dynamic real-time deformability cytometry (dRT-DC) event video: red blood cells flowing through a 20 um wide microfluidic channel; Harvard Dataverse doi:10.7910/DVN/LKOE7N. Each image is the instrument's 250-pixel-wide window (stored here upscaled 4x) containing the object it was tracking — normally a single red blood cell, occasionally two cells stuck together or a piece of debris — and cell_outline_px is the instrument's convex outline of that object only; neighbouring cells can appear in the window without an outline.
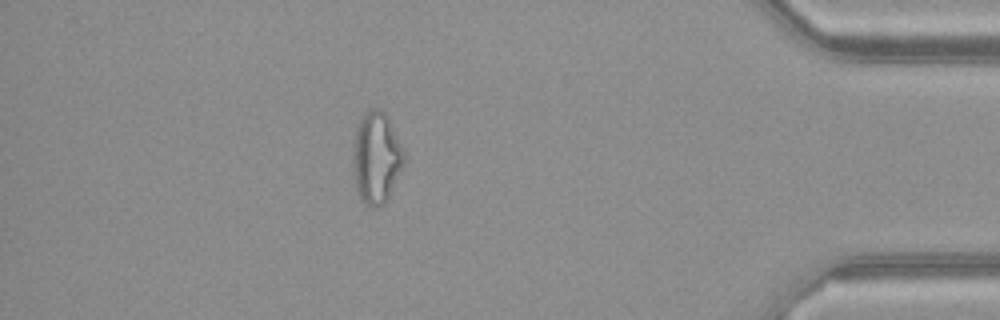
{"species": "common noctule bat (a hibernating species)", "species_latin": "Nyctalus noctula", "temperature_condition": "warm", "stored_images_in_passage": 44, "camera_frame_rate_fps": 3000, "um_per_image_px": 0.085, "animal": {"sex": "female", "body_mass_g": 21.9}, "frame": {"image": 1, "passage_image": 38, "time_ms": 12.333, "image_size_px": [1000, 320], "cell_outline_px": [[404, 164], [388, 200], [384, 204], [372, 208], [364, 204], [360, 200], [356, 188], [352, 172], [352, 148], [356, 128], [364, 112], [368, 108], [380, 108], [388, 116], [404, 148]], "centroid_in_image_um": [31.97, 13.41], "position_along_channel_um": 403.2, "area_um2": 28.09}, "authors_computed_cell_mechanics": {"area_um2": 25.2586, "velocity_mm_per_s": 4.1712, "shape_relaxation_time_tau1_ms": null, "shape_relaxation_time_tau2_ms": 1.3304, "deformation_change_tau1": null, "deformation_change_tau2": 0.0933}}